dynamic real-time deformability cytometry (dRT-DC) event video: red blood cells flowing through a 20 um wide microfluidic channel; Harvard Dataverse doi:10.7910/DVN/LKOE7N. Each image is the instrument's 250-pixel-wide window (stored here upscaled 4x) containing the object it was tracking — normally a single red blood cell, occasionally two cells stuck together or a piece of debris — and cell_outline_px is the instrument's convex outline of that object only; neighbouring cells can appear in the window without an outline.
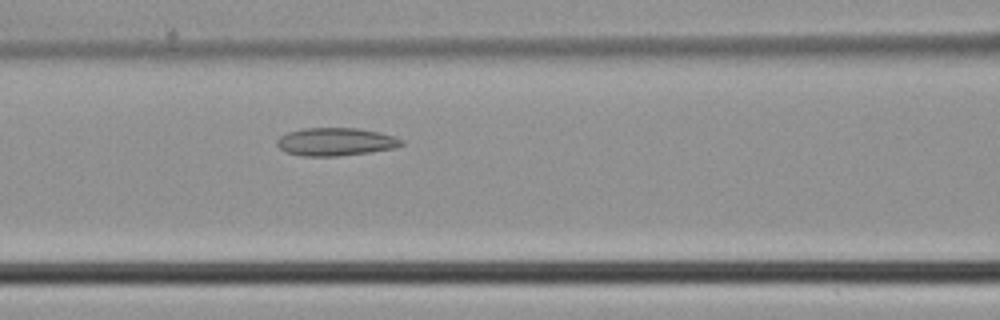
{"species": "common noctule bat (a hibernating species)", "species_latin": "Nyctalus noctula", "temperature_condition": "cold", "stored_images_in_passage": 42, "camera_frame_rate_fps": 3000, "um_per_image_px": 0.085, "animal": {"sex": "male", "body_mass_g": 21.5, "forearm_length_mm": 52.0}, "frame": {"image": 1, "passage_image": 16, "time_ms": 5.0, "image_size_px": [1000, 320], "cell_outline_px": [[404, 144], [392, 148], [368, 152], [340, 156], [304, 156], [284, 152], [276, 144], [276, 140], [280, 136], [288, 132], [304, 128], [356, 128], [376, 132], [392, 136], [404, 140]], "centroid_in_image_um": [28.47, 12.05], "position_along_channel_um": 138.1, "area_um2": 20.11}}
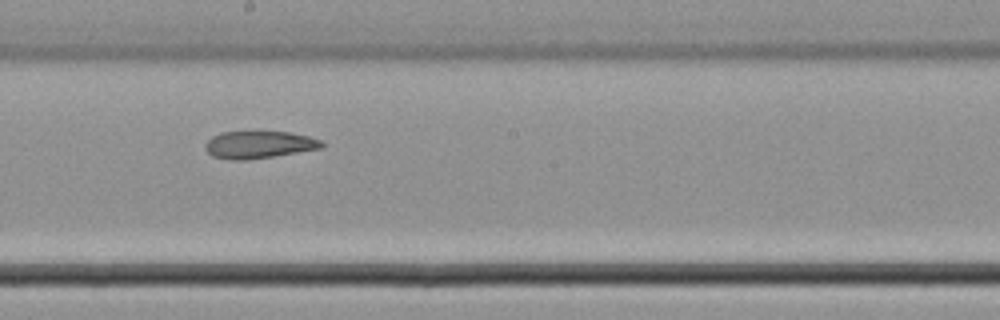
{"frame": {"image": 2, "passage_image": 22, "time_ms": 7.0, "image_size_px": [1000, 320], "cell_outline_px": [[324, 148], [248, 160], [232, 160], [212, 156], [204, 148], [204, 144], [212, 136], [220, 132], [288, 132], [308, 136], [320, 140], [324, 144]], "centroid_in_image_um": [22.0, 12.3], "position_along_channel_um": 226.2, "area_um2": 18.55}}
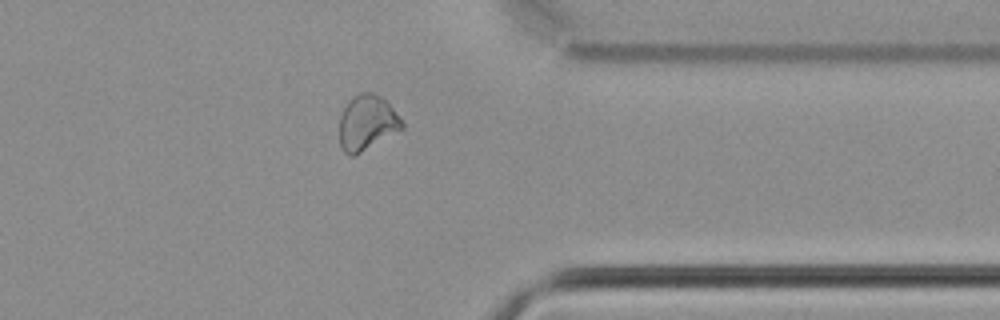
{"frame": {"image": 3, "passage_image": 33, "time_ms": 10.667, "image_size_px": [1000, 320], "cell_outline_px": [[404, 128], [356, 156], [352, 156], [344, 152], [340, 148], [340, 116], [348, 100], [352, 96], [360, 92], [372, 92], [380, 96], [392, 108], [404, 124]], "centroid_in_image_um": [31.17, 10.45], "position_along_channel_um": 380.2, "area_um2": 20.17}}